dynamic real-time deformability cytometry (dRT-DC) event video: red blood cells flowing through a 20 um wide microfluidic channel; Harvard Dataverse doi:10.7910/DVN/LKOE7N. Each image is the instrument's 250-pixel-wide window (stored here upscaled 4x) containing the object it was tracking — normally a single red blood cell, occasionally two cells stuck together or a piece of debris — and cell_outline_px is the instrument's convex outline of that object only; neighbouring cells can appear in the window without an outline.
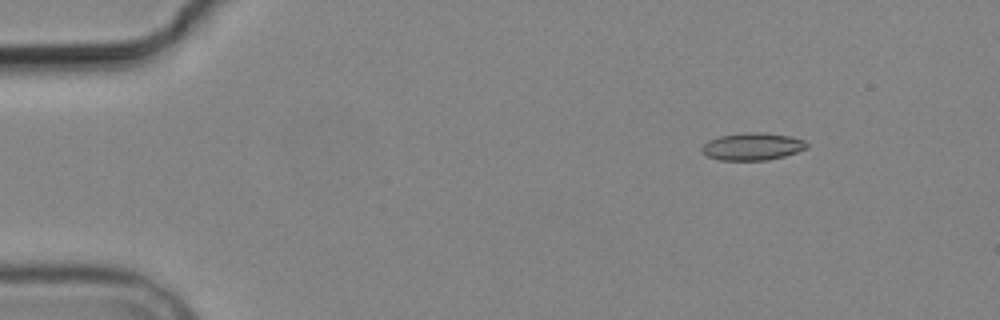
{"species": "common noctule bat (a hibernating species)", "species_latin": "Nyctalus noctula", "temperature_condition": "cold", "stored_images_in_passage": 4, "camera_frame_rate_fps": 3000, "um_per_image_px": 0.085, "animal": {"sex": "male", "body_mass_g": 19.2, "forearm_length_mm": 51.8}, "frame": {"image": 1, "passage_image": 2, "time_ms": 2.0, "image_size_px": [1000, 320], "cell_outline_px": [[808, 148], [784, 156], [768, 160], [720, 160], [708, 156], [700, 148], [708, 140], [720, 136], [748, 132], [764, 132], [792, 136], [804, 140], [808, 144]], "centroid_in_image_um": [63.99, 12.44], "position_along_channel_um": 21.0, "area_um2": 16.76}}
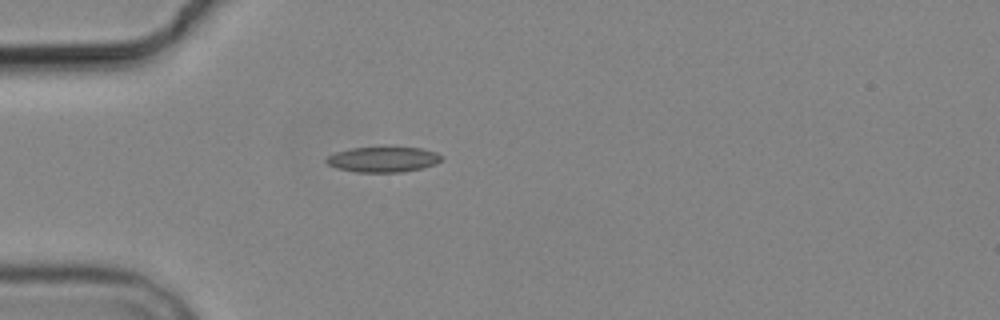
{"frame": {"image": 2, "passage_image": 4, "time_ms": 5.0, "image_size_px": [1000, 320], "cell_outline_px": [[444, 160], [436, 164], [420, 168], [400, 172], [356, 172], [336, 168], [328, 164], [324, 160], [328, 156], [336, 152], [352, 148], [388, 144], [420, 148], [436, 152], [444, 156]], "centroid_in_image_um": [32.6, 13.5], "position_along_channel_um": 52.4, "area_um2": 17.86}}